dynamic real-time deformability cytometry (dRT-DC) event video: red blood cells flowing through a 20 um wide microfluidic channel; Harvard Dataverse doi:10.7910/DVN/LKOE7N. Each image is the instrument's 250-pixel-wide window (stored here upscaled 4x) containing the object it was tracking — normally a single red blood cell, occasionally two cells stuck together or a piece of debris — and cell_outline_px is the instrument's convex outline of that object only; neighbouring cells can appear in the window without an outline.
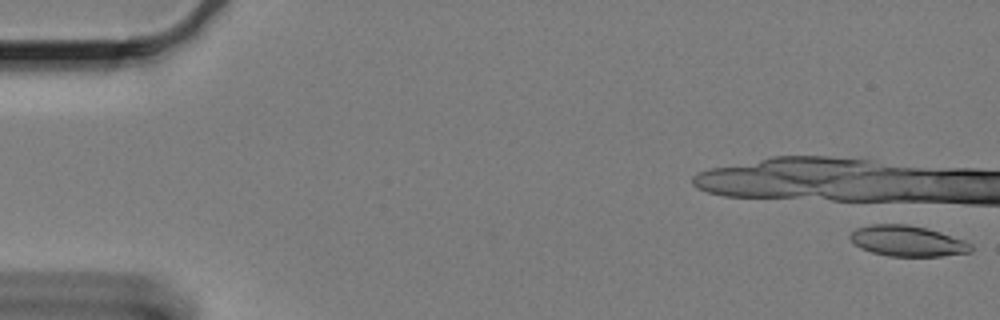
{"species": "Egyptian fruit bat (a non-hibernating species)", "species_latin": "Rousettus aegyptiacus", "temperature_condition": "cold", "stored_images_in_passage": 12, "camera_frame_rate_fps": 3000, "um_per_image_px": 0.085, "animal": {"sex": "female"}, "frame": {"image": 1, "passage_image": 1, "time_ms": 0.0, "image_size_px": [1000, 320], "cell_outline_px": [[972, 252], [940, 256], [888, 256], [872, 252], [860, 248], [848, 236], [856, 228], [872, 224], [908, 224], [940, 232], [964, 240], [972, 244]], "centroid_in_image_um": [77.14, 20.48], "position_along_channel_um": 7.9, "area_um2": 21.5}}